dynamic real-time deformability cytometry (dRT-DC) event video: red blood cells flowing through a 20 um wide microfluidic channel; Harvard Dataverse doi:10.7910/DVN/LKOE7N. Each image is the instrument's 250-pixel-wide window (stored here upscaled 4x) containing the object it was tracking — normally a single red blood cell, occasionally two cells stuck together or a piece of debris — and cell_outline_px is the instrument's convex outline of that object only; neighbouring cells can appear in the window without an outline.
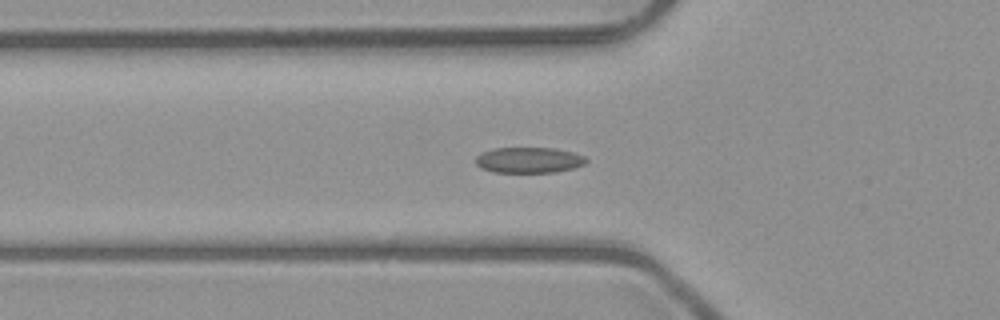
{"species": "common noctule bat (a hibernating species)", "species_latin": "Nyctalus noctula", "temperature_condition": "room temperature", "stored_images_in_passage": 54, "camera_frame_rate_fps": 3000, "um_per_image_px": 0.085, "animal": {"sex": "male", "body_mass_g": 23.1, "forearm_length_mm": 52.7}, "frame": {"image": 1, "passage_image": 19, "time_ms": 6.0, "image_size_px": [1000, 320], "cell_outline_px": [[588, 160], [584, 164], [572, 168], [556, 172], [492, 172], [480, 168], [476, 164], [476, 156], [480, 152], [496, 148], [556, 148], [572, 152], [584, 156]], "centroid_in_image_um": [44.92, 13.6], "position_along_channel_um": 80.9, "area_um2": 16.59}}
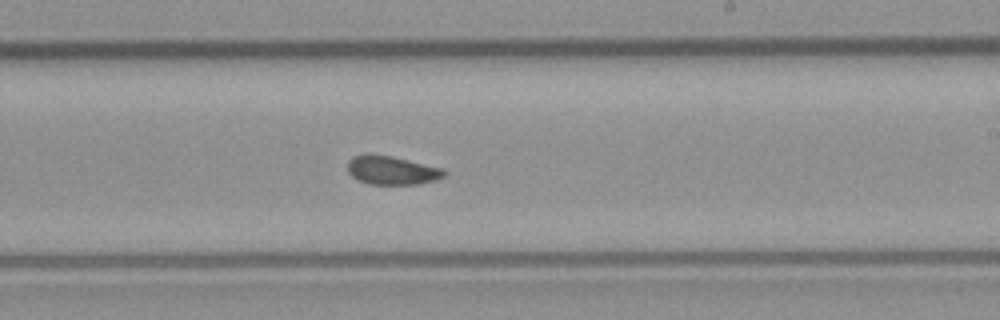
{"frame": {"image": 2, "passage_image": 32, "time_ms": 10.333, "image_size_px": [1000, 320], "cell_outline_px": [[448, 172], [444, 176], [436, 180], [420, 184], [368, 184], [352, 176], [348, 172], [348, 160], [352, 156], [368, 152], [392, 156], [444, 168]], "centroid_in_image_um": [33.31, 14.45], "position_along_channel_um": 255.7, "area_um2": 16.47}}
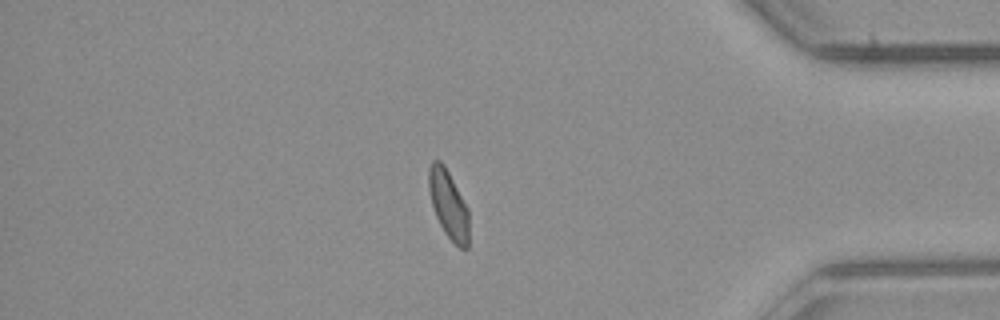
{"frame": {"image": 3, "passage_image": 45, "time_ms": 14.667, "image_size_px": [1000, 320], "cell_outline_px": [[468, 248], [460, 248], [444, 232], [436, 216], [432, 204], [428, 188], [428, 168], [432, 160], [440, 160], [444, 164], [468, 208]], "centroid_in_image_um": [38.1, 17.34], "position_along_channel_um": 397.1, "area_um2": 15.84}, "authors_computed_cell_mechanics": {"area_um2": 16.5308, "velocity_mm_per_s": 4.016, "shape_relaxation_time_tau1_ms": 4.09, "shape_relaxation_time_tau2_ms": 1.7752, "deformation_change_tau1": 0.0978, "deformation_change_tau2": 0.0708}}